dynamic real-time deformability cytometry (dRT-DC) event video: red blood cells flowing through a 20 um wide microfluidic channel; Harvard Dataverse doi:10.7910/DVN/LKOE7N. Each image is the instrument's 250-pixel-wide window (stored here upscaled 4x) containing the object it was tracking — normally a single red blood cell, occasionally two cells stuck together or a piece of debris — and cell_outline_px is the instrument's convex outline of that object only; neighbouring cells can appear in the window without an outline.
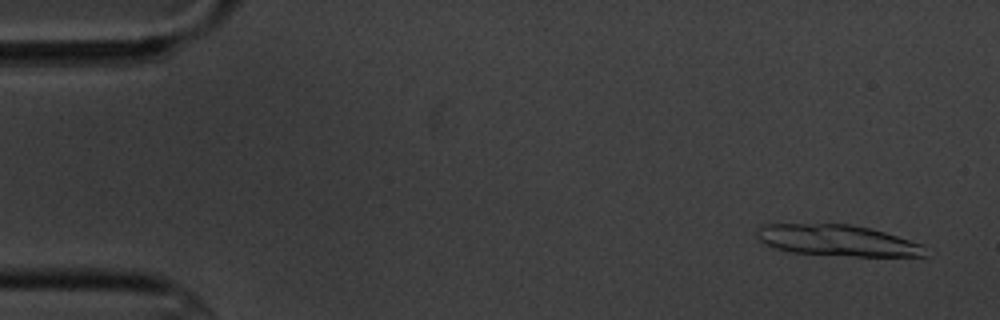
{"species": "common noctule bat (a hibernating species)", "species_latin": "Nyctalus noctula", "temperature_condition": "cold", "stored_images_in_passage": 5, "camera_frame_rate_fps": 3000, "um_per_image_px": 0.085, "animal": {"sex": "male", "body_mass_g": 20.1, "forearm_length_mm": 53.5}, "frame": {"image": 1, "passage_image": 1, "time_ms": 0.0, "image_size_px": [1000, 320], "cell_outline_px": [[924, 256], [856, 256], [792, 252], [776, 248], [764, 244], [756, 236], [756, 228], [764, 224], [852, 224], [872, 228], [924, 244]], "centroid_in_image_um": [71.16, 20.42], "position_along_channel_um": 13.8, "area_um2": 30.52}}